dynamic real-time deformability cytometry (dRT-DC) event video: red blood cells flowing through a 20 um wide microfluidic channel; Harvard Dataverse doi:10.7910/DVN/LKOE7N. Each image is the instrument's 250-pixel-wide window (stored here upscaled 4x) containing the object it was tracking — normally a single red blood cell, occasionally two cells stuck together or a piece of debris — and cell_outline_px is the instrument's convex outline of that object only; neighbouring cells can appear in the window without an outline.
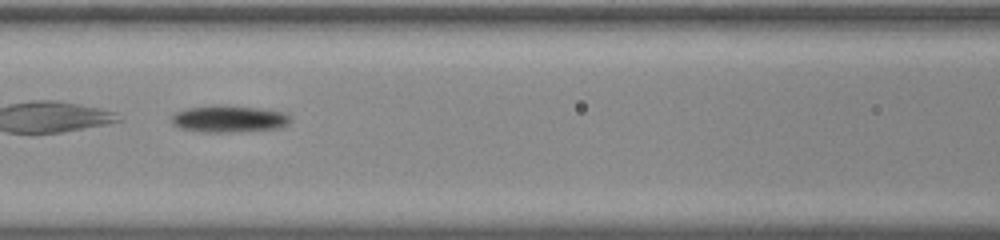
{"species": "common noctule bat (a hibernating species)", "species_latin": "Nyctalus noctula", "temperature_condition": "room temperature", "stored_images_in_passage": 36, "camera_frame_rate_fps": 3000, "um_per_image_px": 0.085, "animal": {"sex": "male", "body_mass_g": 20.0, "forearm_length_mm": 53.3}, "frame": {"image": 1, "passage_image": 9, "time_ms": 2.667, "image_size_px": [1000, 240], "cell_outline_px": [[292, 120], [288, 124], [280, 128], [228, 132], [204, 132], [180, 128], [172, 124], [168, 120], [176, 112], [188, 108], [220, 104], [256, 108], [284, 112]], "centroid_in_image_um": [19.42, 10.1], "position_along_channel_um": 147.2, "area_um2": 18.61}}
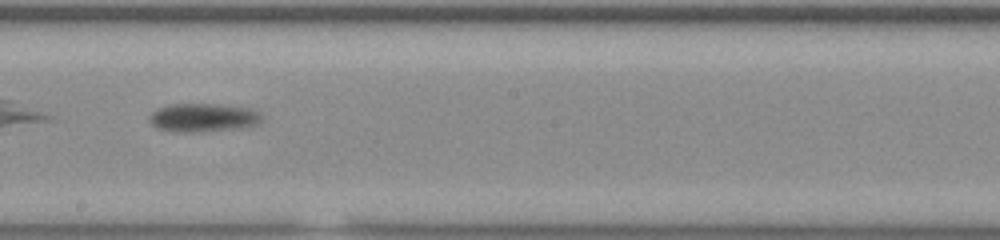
{"frame": {"image": 2, "passage_image": 16, "time_ms": 5.0, "image_size_px": [1000, 240], "cell_outline_px": [[264, 116], [260, 124], [240, 128], [192, 132], [180, 132], [156, 128], [148, 120], [148, 116], [156, 108], [172, 104], [216, 104], [252, 108], [260, 112]], "centroid_in_image_um": [17.3, 9.99], "position_along_channel_um": 230.9, "area_um2": 18.9}}
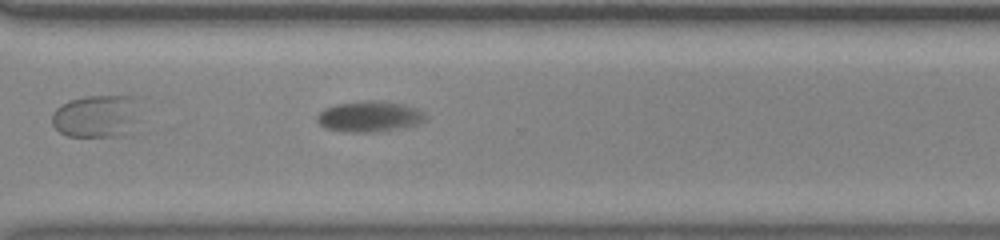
{"frame": {"image": 3, "passage_image": 25, "time_ms": 8.0, "image_size_px": [1000, 240], "cell_outline_px": [[424, 120], [420, 124], [400, 128], [376, 132], [344, 132], [324, 128], [316, 120], [316, 116], [324, 108], [336, 104], [372, 100], [404, 104], [416, 108], [424, 112]], "centroid_in_image_um": [31.38, 9.91], "position_along_channel_um": 339.2, "area_um2": 19.42}, "authors_computed_cell_mechanics": {"area_um2": 18.5538, "velocity_mm_per_s": 3.6009, "shape_relaxation_time_tau1_ms": 1.0988, "shape_relaxation_time_tau2_ms": null, "deformation_change_tau1": 0.2586, "deformation_change_tau2": null}}